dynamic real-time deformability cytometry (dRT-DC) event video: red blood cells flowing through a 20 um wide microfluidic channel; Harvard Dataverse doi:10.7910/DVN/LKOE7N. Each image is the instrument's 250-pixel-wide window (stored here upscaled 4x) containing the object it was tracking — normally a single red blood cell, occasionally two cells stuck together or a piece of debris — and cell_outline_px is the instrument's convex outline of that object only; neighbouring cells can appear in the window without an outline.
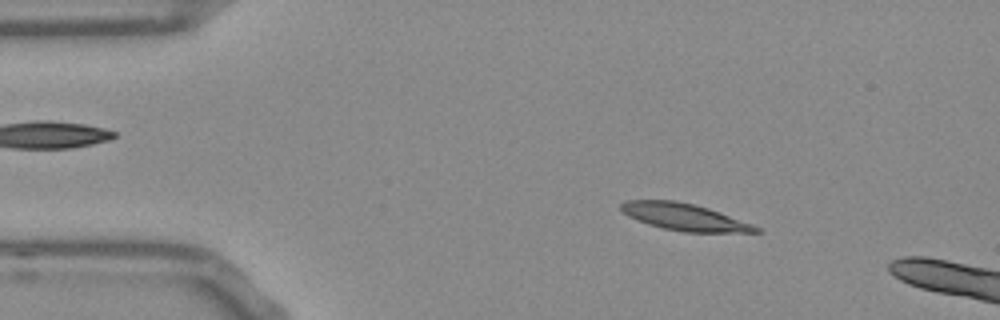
{"species": "Egyptian fruit bat (a non-hibernating species)", "species_latin": "Rousettus aegyptiacus", "temperature_condition": "room temperature", "stored_images_in_passage": 10, "camera_frame_rate_fps": 3000, "um_per_image_px": 0.085, "frame": {"image": 1, "passage_image": 6, "time_ms": 1.667, "image_size_px": [1000, 320], "cell_outline_px": [[764, 232], [684, 232], [664, 228], [648, 224], [628, 216], [620, 208], [620, 204], [628, 200], [672, 200], [696, 204], [720, 212], [752, 224], [760, 228]], "centroid_in_image_um": [58.19, 18.44], "position_along_channel_um": 26.8, "area_um2": 21.04}}